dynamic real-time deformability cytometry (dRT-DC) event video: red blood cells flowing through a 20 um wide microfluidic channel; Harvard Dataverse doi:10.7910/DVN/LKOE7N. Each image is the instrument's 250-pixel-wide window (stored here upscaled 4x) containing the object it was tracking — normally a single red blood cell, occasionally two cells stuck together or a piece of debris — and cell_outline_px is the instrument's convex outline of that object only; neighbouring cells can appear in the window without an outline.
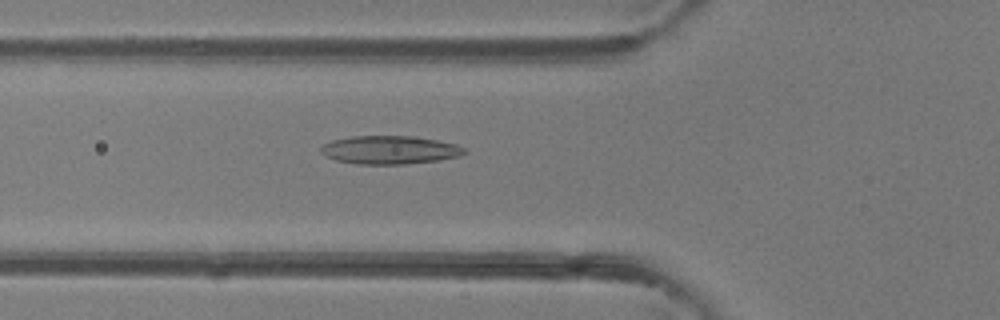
{"species": "common noctule bat (a hibernating species)", "species_latin": "Nyctalus noctula", "temperature_condition": "room temperature", "stored_images_in_passage": 47, "camera_frame_rate_fps": 3000, "um_per_image_px": 0.085, "animal": {"sex": "female"}, "frame": {"image": 1, "passage_image": 17, "time_ms": 5.333, "image_size_px": [1000, 320], "cell_outline_px": [[468, 152], [460, 156], [440, 160], [404, 164], [356, 164], [336, 160], [324, 156], [320, 152], [320, 148], [324, 144], [332, 140], [352, 136], [412, 136], [436, 140], [456, 144], [464, 148]], "centroid_in_image_um": [33.12, 12.75], "position_along_channel_um": 92.7, "area_um2": 23.76}}
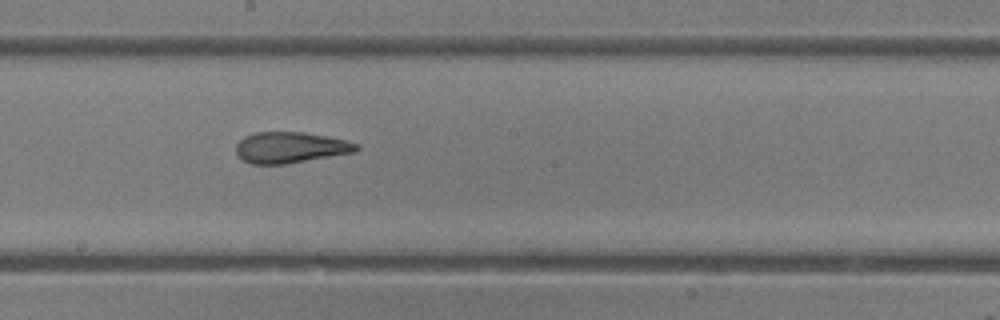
{"frame": {"image": 2, "passage_image": 26, "time_ms": 8.333, "image_size_px": [1000, 320], "cell_outline_px": [[360, 148], [356, 152], [284, 164], [252, 164], [240, 160], [236, 152], [236, 144], [244, 136], [256, 132], [304, 132], [344, 140], [360, 144]], "centroid_in_image_um": [24.66, 12.54], "position_along_channel_um": 223.5, "area_um2": 21.79}}
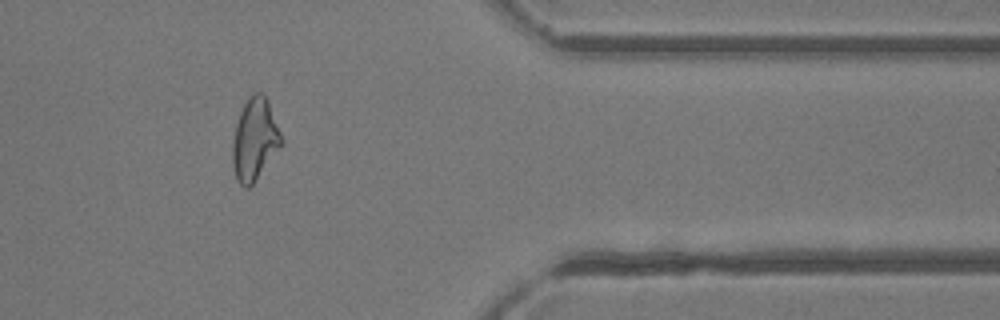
{"frame": {"image": 3, "passage_image": 39, "time_ms": 12.667, "image_size_px": [1000, 320], "cell_outline_px": [[284, 144], [252, 184], [248, 188], [244, 188], [236, 180], [232, 164], [232, 140], [236, 124], [240, 112], [248, 96], [252, 92], [260, 92], [268, 100], [284, 140]], "centroid_in_image_um": [21.66, 11.85], "position_along_channel_um": 389.7, "area_um2": 23.64}, "authors_computed_cell_mechanics": {"area_um2": 23.7558, "velocity_mm_per_s": 4.3248, "shape_relaxation_time_tau1_ms": 7.6203, "shape_relaxation_time_tau2_ms": 1.7766, "deformation_change_tau1": 0.2202, "deformation_change_tau2": 0.1109}}